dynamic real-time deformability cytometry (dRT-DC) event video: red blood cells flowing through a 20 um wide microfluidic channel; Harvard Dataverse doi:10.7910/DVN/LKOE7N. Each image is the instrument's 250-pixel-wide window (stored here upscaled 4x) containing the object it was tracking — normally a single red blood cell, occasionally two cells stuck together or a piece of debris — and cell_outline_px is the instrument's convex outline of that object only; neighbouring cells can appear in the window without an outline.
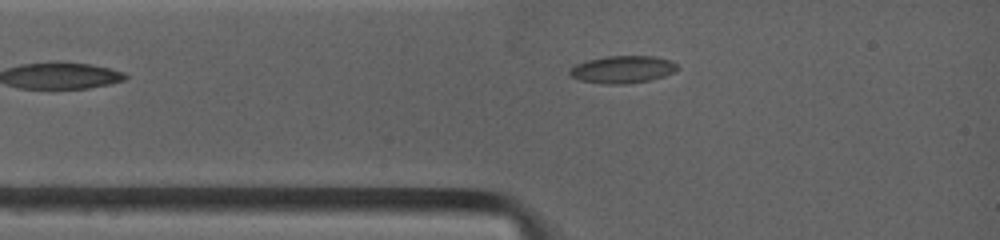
{"species": "common noctule bat (a hibernating species)", "species_latin": "Nyctalus noctula", "temperature_condition": "warm", "stored_images_in_passage": 2, "camera_frame_rate_fps": 4500, "um_per_image_px": 0.085, "animal": {"sex": "female", "body_mass_g": 19.0, "forearm_length_mm": 53.3}, "frame": {"image": 1, "passage_image": 2, "time_ms": 0.889, "image_size_px": [1000, 240], "cell_outline_px": [[676, 68], [672, 72], [664, 76], [648, 80], [624, 84], [608, 84], [580, 80], [572, 76], [568, 72], [576, 64], [588, 60], [604, 56], [656, 56], [672, 60], [676, 64]], "centroid_in_image_um": [52.92, 5.89], "position_along_channel_um": 32.1, "area_um2": 16.94}}